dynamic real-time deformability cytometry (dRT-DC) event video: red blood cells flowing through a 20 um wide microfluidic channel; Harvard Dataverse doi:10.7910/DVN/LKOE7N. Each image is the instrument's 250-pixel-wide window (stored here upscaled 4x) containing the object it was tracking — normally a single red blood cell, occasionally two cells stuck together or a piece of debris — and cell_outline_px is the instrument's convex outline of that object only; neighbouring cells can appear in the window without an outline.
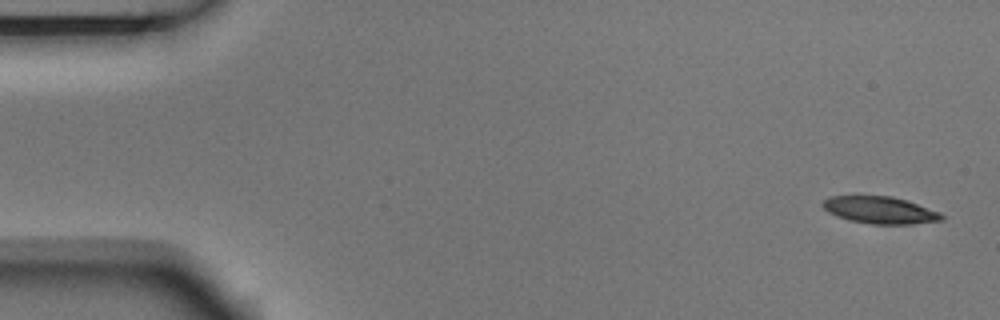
{"species": "Egyptian fruit bat (a non-hibernating species)", "species_latin": "Rousettus aegyptiacus", "temperature_condition": "room temperature", "stored_images_in_passage": 4, "camera_frame_rate_fps": 3000, "um_per_image_px": 0.085, "animal": {"sex": "male"}, "frame": {"image": 1, "passage_image": 1, "time_ms": 0.0, "image_size_px": [1000, 320], "cell_outline_px": [[944, 220], [912, 224], [872, 224], [848, 220], [836, 216], [828, 212], [820, 204], [828, 196], [892, 196], [908, 200], [940, 212], [944, 216]], "centroid_in_image_um": [74.8, 17.85], "position_along_channel_um": 10.2, "area_um2": 18.96}}
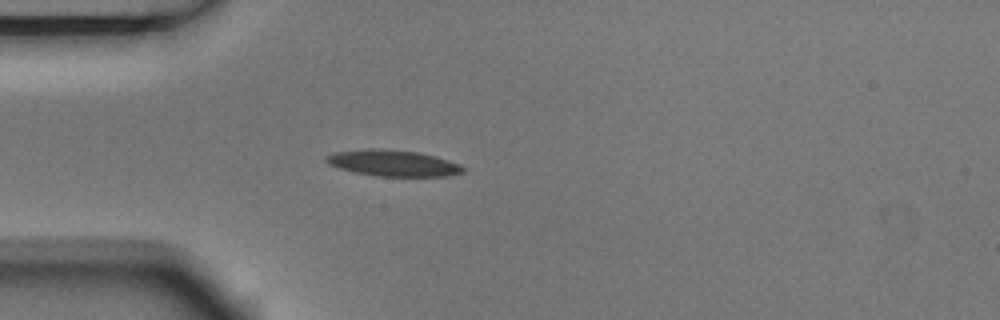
{"frame": {"image": 2, "passage_image": 4, "time_ms": 1.0, "image_size_px": [1000, 320], "cell_outline_px": [[468, 168], [464, 172], [452, 176], [376, 176], [356, 172], [340, 168], [328, 164], [324, 160], [324, 156], [336, 152], [372, 148], [380, 148], [420, 152], [448, 160], [460, 164]], "centroid_in_image_um": [33.46, 13.86], "position_along_channel_um": 51.5, "area_um2": 21.04}}